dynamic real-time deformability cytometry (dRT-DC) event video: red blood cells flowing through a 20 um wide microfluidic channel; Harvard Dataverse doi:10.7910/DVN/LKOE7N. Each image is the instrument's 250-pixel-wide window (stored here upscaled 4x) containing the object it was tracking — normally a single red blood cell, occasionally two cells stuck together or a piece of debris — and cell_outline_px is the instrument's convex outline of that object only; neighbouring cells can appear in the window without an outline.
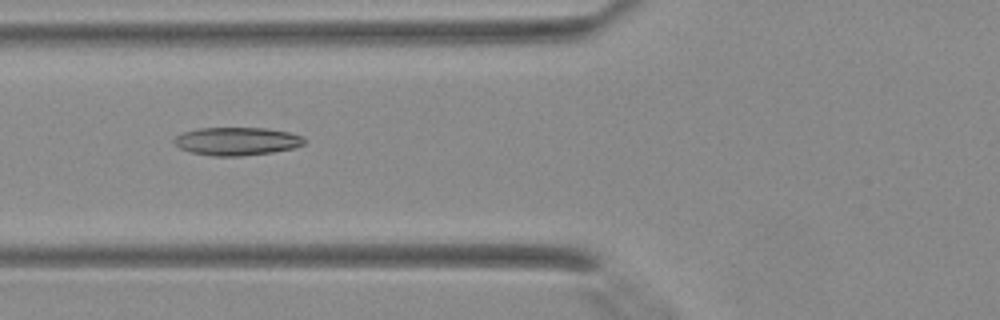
{"species": "Egyptian fruit bat (a non-hibernating species)", "species_latin": "Rousettus aegyptiacus", "temperature_condition": "warm", "stored_images_in_passage": 34, "camera_frame_rate_fps": 3000, "um_per_image_px": 0.085, "animal": {"sex": "female"}, "frame": {"image": 1, "passage_image": 9, "time_ms": 2.667, "image_size_px": [1000, 320], "cell_outline_px": [[304, 144], [296, 148], [272, 152], [240, 156], [212, 156], [192, 152], [180, 148], [172, 140], [176, 136], [184, 132], [200, 128], [264, 128], [288, 132], [304, 136]], "centroid_in_image_um": [20.15, 12.01], "position_along_channel_um": 105.6, "area_um2": 21.21}}
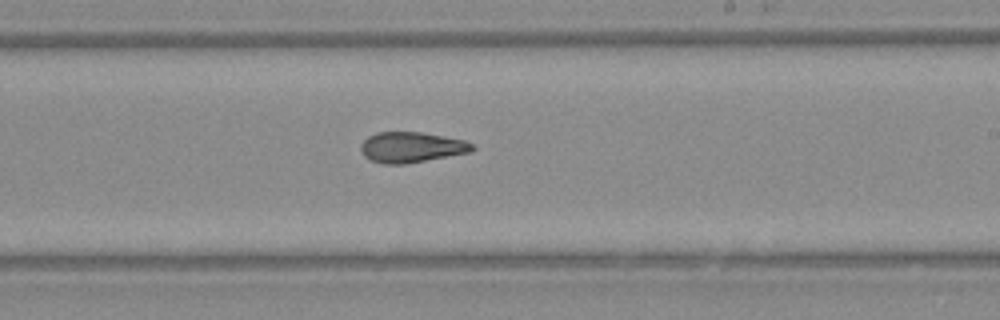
{"frame": {"image": 2, "passage_image": 18, "time_ms": 5.667, "image_size_px": [1000, 320], "cell_outline_px": [[476, 148], [472, 152], [404, 164], [384, 164], [372, 160], [364, 156], [360, 148], [360, 144], [368, 136], [376, 132], [420, 132], [464, 140], [472, 144]], "centroid_in_image_um": [34.96, 12.51], "position_along_channel_um": 254.0, "area_um2": 19.77}}
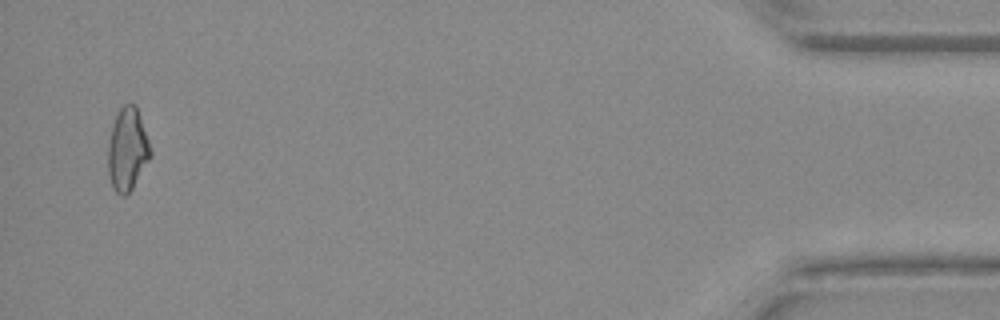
{"frame": {"image": 3, "passage_image": 33, "time_ms": 10.667, "image_size_px": [1000, 320], "cell_outline_px": [[152, 156], [132, 188], [124, 196], [120, 196], [116, 192], [112, 184], [108, 172], [108, 144], [112, 128], [116, 116], [120, 108], [124, 104], [136, 104], [152, 152]], "centroid_in_image_um": [10.84, 12.7], "position_along_channel_um": 424.4, "area_um2": 20.23}}